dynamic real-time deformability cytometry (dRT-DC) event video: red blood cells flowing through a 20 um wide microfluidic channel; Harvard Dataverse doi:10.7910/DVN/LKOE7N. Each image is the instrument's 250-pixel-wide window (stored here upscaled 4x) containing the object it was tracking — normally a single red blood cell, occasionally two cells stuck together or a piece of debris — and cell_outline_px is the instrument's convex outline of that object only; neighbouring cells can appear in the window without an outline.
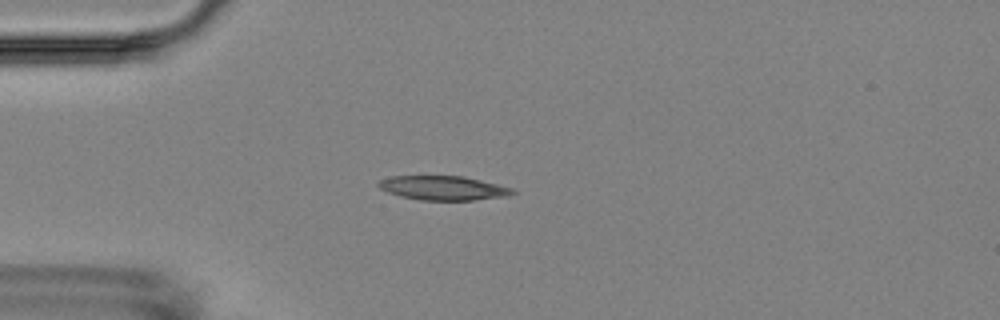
{"species": "Egyptian fruit bat (a non-hibernating species)", "species_latin": "Rousettus aegyptiacus", "temperature_condition": "room temperature", "stored_images_in_passage": 4, "camera_frame_rate_fps": 3000, "um_per_image_px": 0.085, "animal": {"sex": "female"}, "frame": {"image": 1, "passage_image": 4, "time_ms": 3.333, "image_size_px": [1000, 320], "cell_outline_px": [[516, 192], [508, 196], [476, 200], [420, 200], [400, 196], [388, 192], [380, 188], [376, 184], [380, 180], [388, 176], [464, 176], [512, 188]], "centroid_in_image_um": [37.65, 15.98], "position_along_channel_um": 47.3, "area_um2": 18.9}}